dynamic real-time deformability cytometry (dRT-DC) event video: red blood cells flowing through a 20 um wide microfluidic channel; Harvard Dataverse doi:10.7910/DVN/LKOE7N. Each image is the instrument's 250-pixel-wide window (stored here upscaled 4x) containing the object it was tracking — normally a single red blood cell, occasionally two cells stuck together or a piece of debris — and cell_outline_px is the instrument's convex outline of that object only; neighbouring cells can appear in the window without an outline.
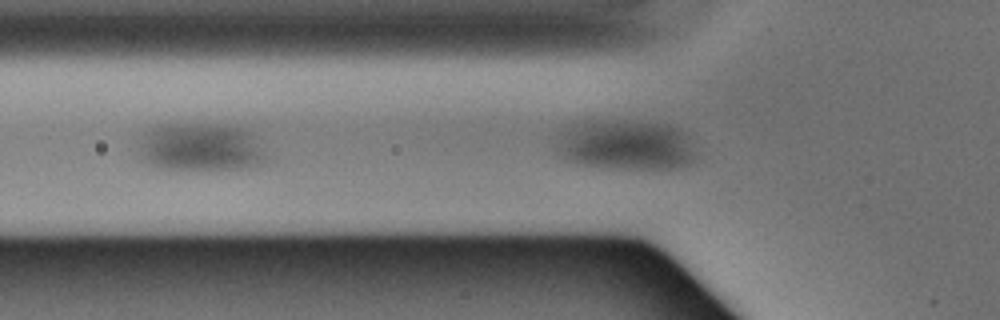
{"species": "Egyptian fruit bat (a non-hibernating species)", "species_latin": "Rousettus aegyptiacus", "temperature_condition": "warm", "stored_images_in_passage": 8, "camera_frame_rate_fps": 3000, "um_per_image_px": 0.085, "animal": {"sex": "male"}, "frame": {"image": 1, "passage_image": 4, "time_ms": 1.0, "image_size_px": [1000, 320], "cell_outline_px": [[264, 156], [256, 164], [240, 168], [220, 172], [208, 172], [156, 168], [140, 160], [140, 144], [144, 132], [148, 128], [156, 124], [240, 124], [252, 132], [264, 152]], "centroid_in_image_um": [17.0, 12.52], "position_along_channel_um": 108.8, "area_um2": 37.05}}